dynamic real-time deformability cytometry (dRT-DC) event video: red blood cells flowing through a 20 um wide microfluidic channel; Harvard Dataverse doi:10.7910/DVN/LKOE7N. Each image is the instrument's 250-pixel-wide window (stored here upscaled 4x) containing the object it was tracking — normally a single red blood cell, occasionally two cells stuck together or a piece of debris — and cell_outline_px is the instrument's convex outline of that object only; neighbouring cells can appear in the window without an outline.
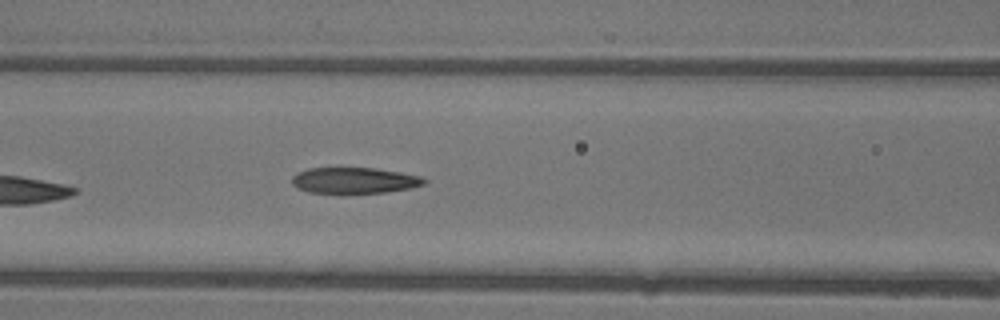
{"species": "common noctule bat (a hibernating species)", "species_latin": "Nyctalus noctula", "temperature_condition": "warm", "stored_images_in_passage": 6, "camera_frame_rate_fps": 3000, "um_per_image_px": 0.085, "animal": {"sex": "female"}, "frame": {"image": 1, "passage_image": 6, "time_ms": 1.667, "image_size_px": [1000, 320], "cell_outline_px": [[428, 180], [424, 184], [412, 188], [384, 192], [344, 196], [308, 192], [292, 184], [292, 176], [296, 172], [308, 168], [372, 168], [420, 176]], "centroid_in_image_um": [30.06, 15.38], "position_along_channel_um": 136.5, "area_um2": 20.69}}